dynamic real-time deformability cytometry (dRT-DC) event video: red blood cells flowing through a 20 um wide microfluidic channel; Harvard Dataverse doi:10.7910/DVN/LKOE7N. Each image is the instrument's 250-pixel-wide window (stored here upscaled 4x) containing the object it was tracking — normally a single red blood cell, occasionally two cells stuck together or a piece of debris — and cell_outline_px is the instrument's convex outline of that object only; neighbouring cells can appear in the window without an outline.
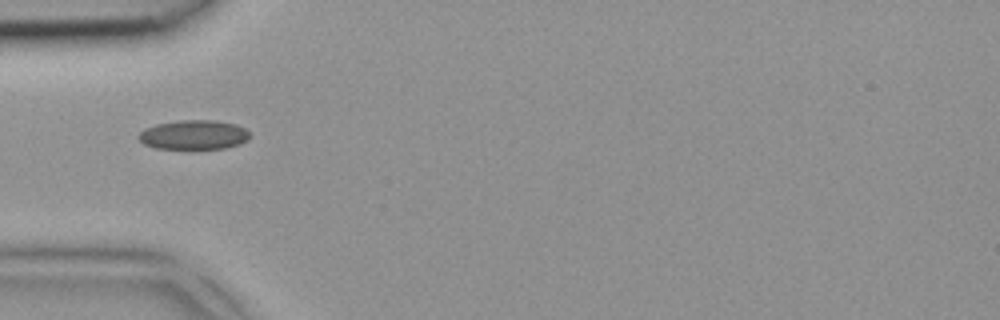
{"species": "common noctule bat (a hibernating species)", "species_latin": "Nyctalus noctula", "temperature_condition": "room temperature", "stored_images_in_passage": 3, "camera_frame_rate_fps": 3000, "um_per_image_px": 0.085, "animal": {"sex": "female", "body_mass_g": 18.4}, "frame": {"image": 1, "passage_image": 1, "time_ms": 0.0, "image_size_px": [1000, 320], "cell_outline_px": [[248, 140], [240, 144], [224, 148], [156, 148], [144, 144], [136, 136], [144, 128], [156, 124], [180, 120], [216, 120], [236, 124], [244, 128], [248, 132]], "centroid_in_image_um": [16.45, 11.44], "position_along_channel_um": 68.6, "area_um2": 18.96}}
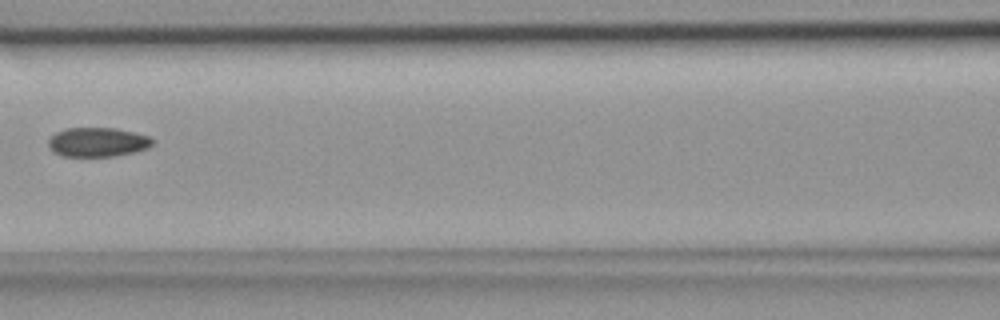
{"frame": {"image": 2, "passage_image": 3, "time_ms": 0.667, "image_size_px": [1000, 320], "cell_outline_px": [[152, 144], [148, 148], [136, 152], [112, 156], [64, 156], [56, 152], [48, 144], [48, 140], [56, 132], [64, 128], [116, 128], [148, 136], [152, 140]], "centroid_in_image_um": [8.3, 12.07], "position_along_channel_um": 158.3, "area_um2": 17.51}}